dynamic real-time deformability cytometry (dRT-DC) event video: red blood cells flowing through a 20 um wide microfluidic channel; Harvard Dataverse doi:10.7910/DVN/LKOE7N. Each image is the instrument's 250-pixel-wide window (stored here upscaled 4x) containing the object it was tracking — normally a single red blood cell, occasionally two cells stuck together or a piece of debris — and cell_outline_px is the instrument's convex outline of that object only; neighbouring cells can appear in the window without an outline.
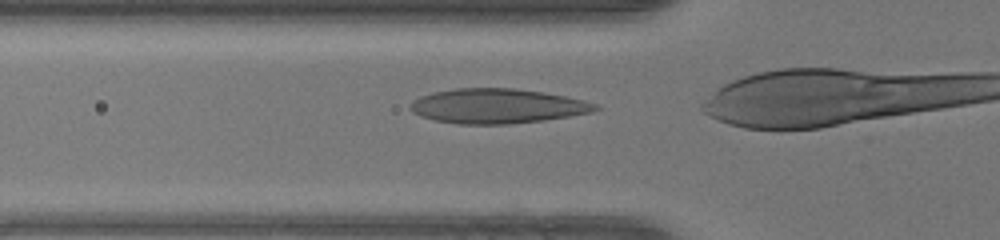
{"species": "human", "species_latin": "Homo sapiens", "temperature_condition": "warm", "stored_images_in_passage": 17, "camera_frame_rate_fps": 3000, "um_per_image_px": 0.085, "donor": {"sex": "female"}, "frame": {"image": 1, "passage_image": 12, "time_ms": 3.667, "image_size_px": [1000, 240], "cell_outline_px": [[600, 108], [592, 112], [544, 120], [508, 124], [460, 124], [436, 120], [420, 116], [412, 112], [408, 108], [412, 100], [420, 96], [432, 92], [456, 88], [516, 88], [544, 92], [584, 100], [596, 104]], "centroid_in_image_um": [42.23, 9.01], "position_along_channel_um": 83.6, "area_um2": 37.45}}